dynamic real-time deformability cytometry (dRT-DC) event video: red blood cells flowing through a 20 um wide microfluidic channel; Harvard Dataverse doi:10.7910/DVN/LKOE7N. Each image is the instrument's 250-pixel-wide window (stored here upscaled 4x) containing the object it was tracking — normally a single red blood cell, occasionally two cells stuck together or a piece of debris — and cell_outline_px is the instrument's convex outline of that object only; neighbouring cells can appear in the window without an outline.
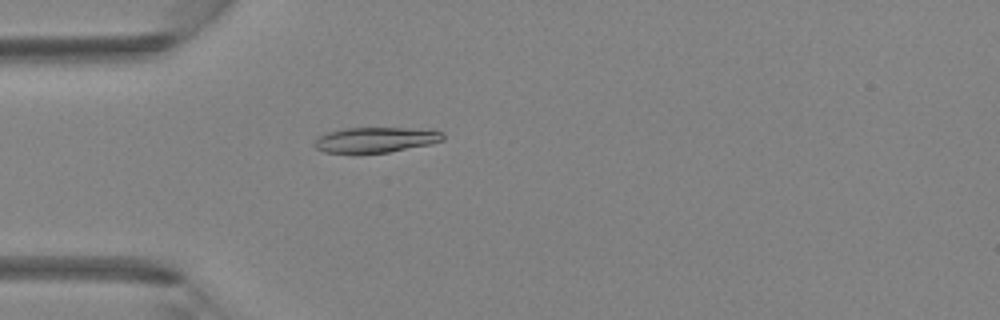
{"species": "Egyptian fruit bat (a non-hibernating species)", "species_latin": "Rousettus aegyptiacus", "temperature_condition": "room temperature", "stored_images_in_passage": 44, "camera_frame_rate_fps": 3000, "um_per_image_px": 0.085, "animal": {"sex": "female"}, "frame": {"image": 1, "passage_image": 13, "time_ms": 4.0, "image_size_px": [1000, 320], "cell_outline_px": [[444, 140], [432, 144], [388, 152], [324, 152], [316, 148], [312, 144], [316, 136], [328, 132], [344, 128], [404, 128], [444, 132]], "centroid_in_image_um": [31.89, 11.88], "position_along_channel_um": 53.1, "area_um2": 18.79}}
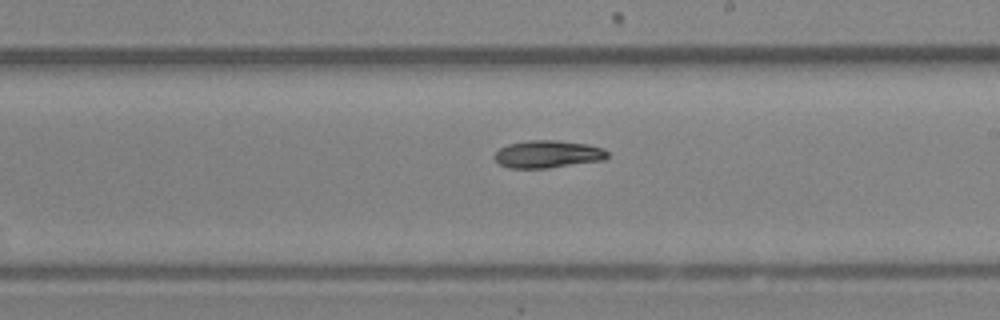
{"frame": {"image": 2, "passage_image": 26, "time_ms": 8.333, "image_size_px": [1000, 320], "cell_outline_px": [[608, 156], [604, 160], [548, 168], [508, 168], [500, 164], [496, 160], [496, 152], [500, 148], [508, 144], [528, 140], [556, 140], [588, 144], [604, 148], [608, 152]], "centroid_in_image_um": [46.59, 13.1], "position_along_channel_um": 242.4, "area_um2": 18.09}}
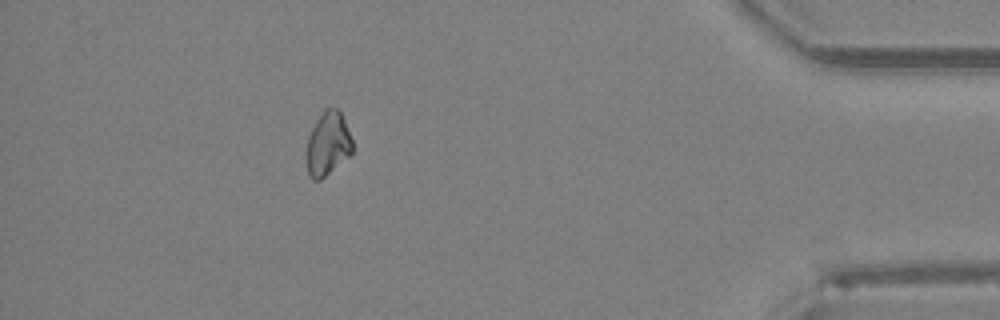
{"frame": {"image": 3, "passage_image": 40, "time_ms": 13.0, "image_size_px": [1000, 320], "cell_outline_px": [[352, 152], [348, 156], [320, 180], [312, 180], [308, 176], [304, 156], [308, 136], [316, 120], [324, 108], [340, 108], [352, 140]], "centroid_in_image_um": [27.81, 12.22], "position_along_channel_um": 407.4, "area_um2": 17.34}}